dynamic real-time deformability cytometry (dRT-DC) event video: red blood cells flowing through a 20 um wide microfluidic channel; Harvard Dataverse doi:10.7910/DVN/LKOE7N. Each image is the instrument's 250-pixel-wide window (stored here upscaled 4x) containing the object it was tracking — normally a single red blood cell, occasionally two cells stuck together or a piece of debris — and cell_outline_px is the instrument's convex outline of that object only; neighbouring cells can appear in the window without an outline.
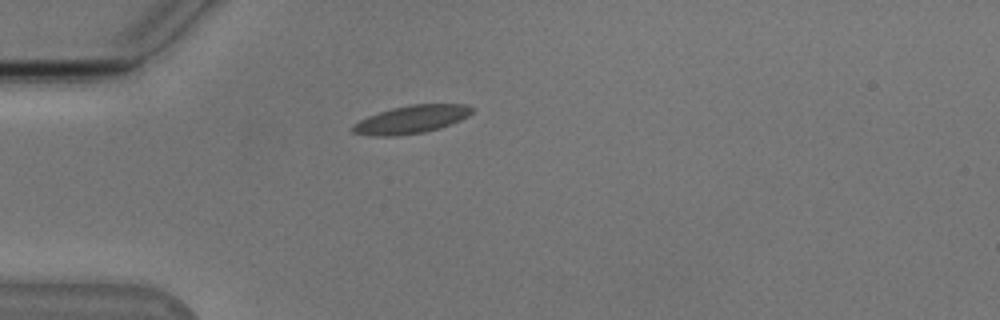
{"species": "Egyptian fruit bat (a non-hibernating species)", "species_latin": "Rousettus aegyptiacus", "temperature_condition": "cold", "stored_images_in_passage": 40, "camera_frame_rate_fps": 3000, "um_per_image_px": 0.085, "animal": {"sex": "male"}, "frame": {"image": 1, "passage_image": 1, "time_ms": 0.0, "image_size_px": [1000, 320], "cell_outline_px": [[472, 112], [468, 116], [460, 120], [440, 128], [424, 132], [392, 136], [372, 136], [352, 132], [352, 124], [368, 116], [392, 108], [408, 104], [464, 104], [472, 108]], "centroid_in_image_um": [34.94, 10.15], "position_along_channel_um": 50.1, "area_um2": 19.31}}
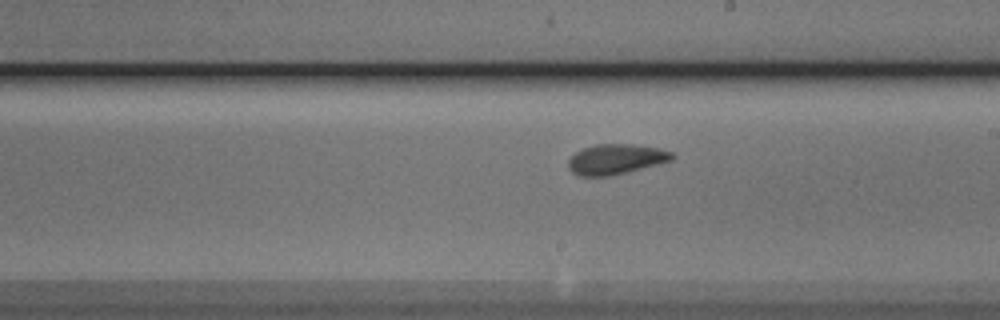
{"frame": {"image": 2, "passage_image": 17, "time_ms": 5.333, "image_size_px": [1000, 320], "cell_outline_px": [[676, 156], [672, 160], [660, 164], [628, 172], [608, 176], [580, 176], [572, 172], [568, 168], [568, 160], [576, 152], [584, 148], [596, 144], [632, 144], [660, 148], [672, 152]], "centroid_in_image_um": [52.38, 13.53], "position_along_channel_um": 236.6, "area_um2": 18.38}}
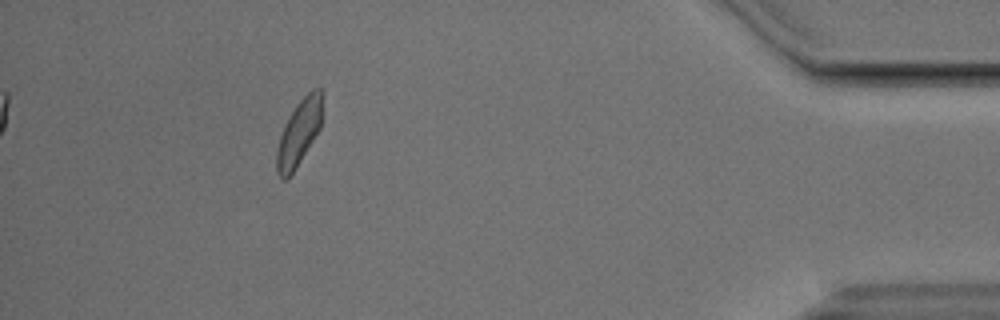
{"frame": {"image": 3, "passage_image": 35, "time_ms": 11.333, "image_size_px": [1000, 320], "cell_outline_px": [[324, 92], [320, 128], [296, 168], [288, 180], [280, 180], [276, 172], [276, 148], [284, 124], [296, 104], [312, 88], [320, 88]], "centroid_in_image_um": [25.4, 11.28], "position_along_channel_um": 409.8, "area_um2": 17.86}, "authors_computed_cell_mechanics": {"area_um2": 18.1492, "velocity_mm_per_s": 3.7952, "shape_relaxation_time_tau1_ms": 3.374, "shape_relaxation_time_tau2_ms": 3.3941, "deformation_change_tau1": 0.0814, "deformation_change_tau2": 0.0839}}